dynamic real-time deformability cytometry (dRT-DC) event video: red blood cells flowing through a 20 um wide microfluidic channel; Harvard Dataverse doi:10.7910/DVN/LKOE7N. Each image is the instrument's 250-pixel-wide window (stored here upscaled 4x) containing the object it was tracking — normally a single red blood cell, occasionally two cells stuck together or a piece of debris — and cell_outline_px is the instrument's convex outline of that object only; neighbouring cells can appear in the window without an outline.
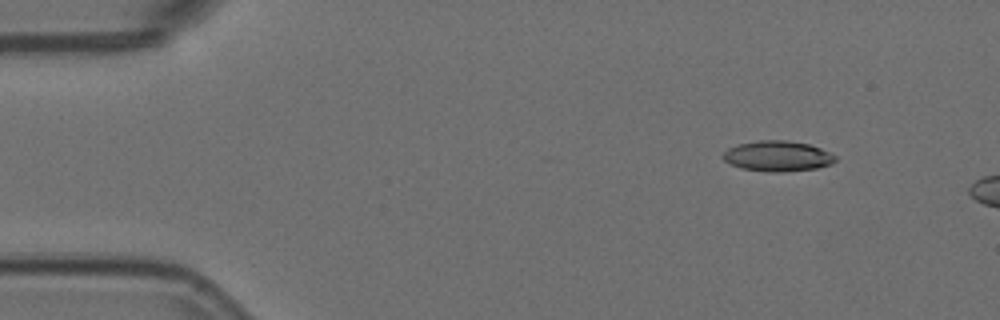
{"species": "Egyptian fruit bat (a non-hibernating species)", "species_latin": "Rousettus aegyptiacus", "temperature_condition": "room temperature", "stored_images_in_passage": 3, "camera_frame_rate_fps": 3000, "um_per_image_px": 0.085, "animal": {"sex": "female"}, "frame": {"image": 1, "passage_image": 1, "time_ms": 0.0, "image_size_px": [1000, 320], "cell_outline_px": [[836, 160], [832, 164], [816, 168], [784, 172], [768, 172], [740, 168], [724, 160], [720, 156], [728, 148], [740, 144], [760, 140], [788, 140], [808, 144], [820, 148], [836, 156]], "centroid_in_image_um": [66.09, 13.27], "position_along_channel_um": 18.9, "area_um2": 19.94}}